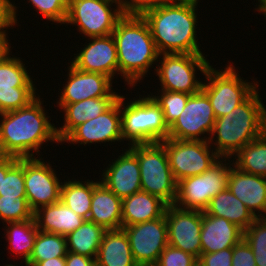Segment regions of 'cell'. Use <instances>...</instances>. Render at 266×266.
Returning a JSON list of instances; mask_svg holds the SVG:
<instances>
[{"mask_svg": "<svg viewBox=\"0 0 266 266\" xmlns=\"http://www.w3.org/2000/svg\"><path fill=\"white\" fill-rule=\"evenodd\" d=\"M5 266H15V265H12V264H7V265H5ZM18 266V265H17Z\"/></svg>", "mask_w": 266, "mask_h": 266, "instance_id": "51", "label": "cell"}, {"mask_svg": "<svg viewBox=\"0 0 266 266\" xmlns=\"http://www.w3.org/2000/svg\"><path fill=\"white\" fill-rule=\"evenodd\" d=\"M243 238L252 248L256 266H266V218H256Z\"/></svg>", "mask_w": 266, "mask_h": 266, "instance_id": "34", "label": "cell"}, {"mask_svg": "<svg viewBox=\"0 0 266 266\" xmlns=\"http://www.w3.org/2000/svg\"><path fill=\"white\" fill-rule=\"evenodd\" d=\"M88 44L74 54L71 64L84 72L100 73L110 77L119 75L117 49L115 40L111 35L104 37H90Z\"/></svg>", "mask_w": 266, "mask_h": 266, "instance_id": "18", "label": "cell"}, {"mask_svg": "<svg viewBox=\"0 0 266 266\" xmlns=\"http://www.w3.org/2000/svg\"><path fill=\"white\" fill-rule=\"evenodd\" d=\"M17 7L14 2L2 1L0 0V38H6L8 32L6 33L8 27H13L17 25Z\"/></svg>", "mask_w": 266, "mask_h": 266, "instance_id": "42", "label": "cell"}, {"mask_svg": "<svg viewBox=\"0 0 266 266\" xmlns=\"http://www.w3.org/2000/svg\"><path fill=\"white\" fill-rule=\"evenodd\" d=\"M66 254V236L38 231L32 253L25 265L35 266L40 261L56 257H65Z\"/></svg>", "mask_w": 266, "mask_h": 266, "instance_id": "33", "label": "cell"}, {"mask_svg": "<svg viewBox=\"0 0 266 266\" xmlns=\"http://www.w3.org/2000/svg\"><path fill=\"white\" fill-rule=\"evenodd\" d=\"M160 143L165 147L177 183L204 173L220 158L208 141L167 138Z\"/></svg>", "mask_w": 266, "mask_h": 266, "instance_id": "11", "label": "cell"}, {"mask_svg": "<svg viewBox=\"0 0 266 266\" xmlns=\"http://www.w3.org/2000/svg\"><path fill=\"white\" fill-rule=\"evenodd\" d=\"M227 188L256 218H266V177L243 172L232 165Z\"/></svg>", "mask_w": 266, "mask_h": 266, "instance_id": "21", "label": "cell"}, {"mask_svg": "<svg viewBox=\"0 0 266 266\" xmlns=\"http://www.w3.org/2000/svg\"><path fill=\"white\" fill-rule=\"evenodd\" d=\"M18 162V158L0 155V192H2L3 178L6 173Z\"/></svg>", "mask_w": 266, "mask_h": 266, "instance_id": "45", "label": "cell"}, {"mask_svg": "<svg viewBox=\"0 0 266 266\" xmlns=\"http://www.w3.org/2000/svg\"><path fill=\"white\" fill-rule=\"evenodd\" d=\"M117 49L119 74L129 87L147 75L160 53L142 16L124 15L112 33Z\"/></svg>", "mask_w": 266, "mask_h": 266, "instance_id": "4", "label": "cell"}, {"mask_svg": "<svg viewBox=\"0 0 266 266\" xmlns=\"http://www.w3.org/2000/svg\"><path fill=\"white\" fill-rule=\"evenodd\" d=\"M68 78L61 90L57 103H77L85 99L120 96L112 90V79L106 75L93 72H84L68 66Z\"/></svg>", "mask_w": 266, "mask_h": 266, "instance_id": "19", "label": "cell"}, {"mask_svg": "<svg viewBox=\"0 0 266 266\" xmlns=\"http://www.w3.org/2000/svg\"><path fill=\"white\" fill-rule=\"evenodd\" d=\"M8 224V225H7ZM5 227L7 242L13 252L23 258V262H27L32 253L35 238L38 233L36 221L34 218L21 222H8Z\"/></svg>", "mask_w": 266, "mask_h": 266, "instance_id": "31", "label": "cell"}, {"mask_svg": "<svg viewBox=\"0 0 266 266\" xmlns=\"http://www.w3.org/2000/svg\"><path fill=\"white\" fill-rule=\"evenodd\" d=\"M243 237L244 231L237 225L225 218L202 212L200 233L202 254L233 248Z\"/></svg>", "mask_w": 266, "mask_h": 266, "instance_id": "22", "label": "cell"}, {"mask_svg": "<svg viewBox=\"0 0 266 266\" xmlns=\"http://www.w3.org/2000/svg\"><path fill=\"white\" fill-rule=\"evenodd\" d=\"M198 2L168 0L142 15L160 54H203L196 39Z\"/></svg>", "mask_w": 266, "mask_h": 266, "instance_id": "2", "label": "cell"}, {"mask_svg": "<svg viewBox=\"0 0 266 266\" xmlns=\"http://www.w3.org/2000/svg\"><path fill=\"white\" fill-rule=\"evenodd\" d=\"M165 219L168 227V244L199 259L202 254V211L167 205Z\"/></svg>", "mask_w": 266, "mask_h": 266, "instance_id": "16", "label": "cell"}, {"mask_svg": "<svg viewBox=\"0 0 266 266\" xmlns=\"http://www.w3.org/2000/svg\"><path fill=\"white\" fill-rule=\"evenodd\" d=\"M120 95L122 138L130 145L159 143L168 138L169 127L163 111L155 99L148 95L125 102ZM124 104H127L124 106Z\"/></svg>", "mask_w": 266, "mask_h": 266, "instance_id": "5", "label": "cell"}, {"mask_svg": "<svg viewBox=\"0 0 266 266\" xmlns=\"http://www.w3.org/2000/svg\"><path fill=\"white\" fill-rule=\"evenodd\" d=\"M10 40L7 38H0V62L10 54L11 45L9 44Z\"/></svg>", "mask_w": 266, "mask_h": 266, "instance_id": "47", "label": "cell"}, {"mask_svg": "<svg viewBox=\"0 0 266 266\" xmlns=\"http://www.w3.org/2000/svg\"><path fill=\"white\" fill-rule=\"evenodd\" d=\"M232 266H256L252 248L244 238L232 248Z\"/></svg>", "mask_w": 266, "mask_h": 266, "instance_id": "41", "label": "cell"}, {"mask_svg": "<svg viewBox=\"0 0 266 266\" xmlns=\"http://www.w3.org/2000/svg\"><path fill=\"white\" fill-rule=\"evenodd\" d=\"M88 220L106 230L122 229V199L101 181L93 189Z\"/></svg>", "mask_w": 266, "mask_h": 266, "instance_id": "24", "label": "cell"}, {"mask_svg": "<svg viewBox=\"0 0 266 266\" xmlns=\"http://www.w3.org/2000/svg\"><path fill=\"white\" fill-rule=\"evenodd\" d=\"M92 266H101V265H99L96 261L93 263V265Z\"/></svg>", "mask_w": 266, "mask_h": 266, "instance_id": "49", "label": "cell"}, {"mask_svg": "<svg viewBox=\"0 0 266 266\" xmlns=\"http://www.w3.org/2000/svg\"><path fill=\"white\" fill-rule=\"evenodd\" d=\"M46 20L65 24L68 15V0H28Z\"/></svg>", "mask_w": 266, "mask_h": 266, "instance_id": "38", "label": "cell"}, {"mask_svg": "<svg viewBox=\"0 0 266 266\" xmlns=\"http://www.w3.org/2000/svg\"><path fill=\"white\" fill-rule=\"evenodd\" d=\"M258 91L256 88L230 113L216 118L208 142L215 141L213 149L220 157H234L266 131V105L260 100Z\"/></svg>", "mask_w": 266, "mask_h": 266, "instance_id": "3", "label": "cell"}, {"mask_svg": "<svg viewBox=\"0 0 266 266\" xmlns=\"http://www.w3.org/2000/svg\"><path fill=\"white\" fill-rule=\"evenodd\" d=\"M167 204L159 197L140 191L122 199V226H130L161 217Z\"/></svg>", "mask_w": 266, "mask_h": 266, "instance_id": "26", "label": "cell"}, {"mask_svg": "<svg viewBox=\"0 0 266 266\" xmlns=\"http://www.w3.org/2000/svg\"><path fill=\"white\" fill-rule=\"evenodd\" d=\"M115 141H123L120 97L108 110L75 127L61 143L86 145Z\"/></svg>", "mask_w": 266, "mask_h": 266, "instance_id": "17", "label": "cell"}, {"mask_svg": "<svg viewBox=\"0 0 266 266\" xmlns=\"http://www.w3.org/2000/svg\"><path fill=\"white\" fill-rule=\"evenodd\" d=\"M34 218L26 197L0 196V219L5 222H21Z\"/></svg>", "mask_w": 266, "mask_h": 266, "instance_id": "36", "label": "cell"}, {"mask_svg": "<svg viewBox=\"0 0 266 266\" xmlns=\"http://www.w3.org/2000/svg\"><path fill=\"white\" fill-rule=\"evenodd\" d=\"M24 158V182L28 204L33 212L60 200L63 182L52 165L42 157ZM38 158V159H37Z\"/></svg>", "mask_w": 266, "mask_h": 266, "instance_id": "15", "label": "cell"}, {"mask_svg": "<svg viewBox=\"0 0 266 266\" xmlns=\"http://www.w3.org/2000/svg\"><path fill=\"white\" fill-rule=\"evenodd\" d=\"M206 214L222 217L245 231L256 219L251 211L229 190L219 192L204 210Z\"/></svg>", "mask_w": 266, "mask_h": 266, "instance_id": "28", "label": "cell"}, {"mask_svg": "<svg viewBox=\"0 0 266 266\" xmlns=\"http://www.w3.org/2000/svg\"><path fill=\"white\" fill-rule=\"evenodd\" d=\"M128 148L138 159L142 191L159 197L167 205H174L178 183L171 171L165 147L159 142L135 144Z\"/></svg>", "mask_w": 266, "mask_h": 266, "instance_id": "6", "label": "cell"}, {"mask_svg": "<svg viewBox=\"0 0 266 266\" xmlns=\"http://www.w3.org/2000/svg\"><path fill=\"white\" fill-rule=\"evenodd\" d=\"M104 169L101 182L119 198L123 199L142 191L140 166L137 156L126 149Z\"/></svg>", "mask_w": 266, "mask_h": 266, "instance_id": "20", "label": "cell"}, {"mask_svg": "<svg viewBox=\"0 0 266 266\" xmlns=\"http://www.w3.org/2000/svg\"><path fill=\"white\" fill-rule=\"evenodd\" d=\"M123 16L119 0H68L65 23L78 26L85 37H104L113 33Z\"/></svg>", "mask_w": 266, "mask_h": 266, "instance_id": "10", "label": "cell"}, {"mask_svg": "<svg viewBox=\"0 0 266 266\" xmlns=\"http://www.w3.org/2000/svg\"><path fill=\"white\" fill-rule=\"evenodd\" d=\"M215 69L212 65L207 69L204 74L207 83L203 82L201 90L208 96L215 117L219 118L242 103L259 84L242 80L231 64L221 71Z\"/></svg>", "mask_w": 266, "mask_h": 266, "instance_id": "8", "label": "cell"}, {"mask_svg": "<svg viewBox=\"0 0 266 266\" xmlns=\"http://www.w3.org/2000/svg\"><path fill=\"white\" fill-rule=\"evenodd\" d=\"M95 261L101 266H138L123 229L107 230L104 233Z\"/></svg>", "mask_w": 266, "mask_h": 266, "instance_id": "27", "label": "cell"}, {"mask_svg": "<svg viewBox=\"0 0 266 266\" xmlns=\"http://www.w3.org/2000/svg\"><path fill=\"white\" fill-rule=\"evenodd\" d=\"M216 117L208 96L200 90L192 94L186 103L183 112L169 127L168 138L177 140L209 141Z\"/></svg>", "mask_w": 266, "mask_h": 266, "instance_id": "14", "label": "cell"}, {"mask_svg": "<svg viewBox=\"0 0 266 266\" xmlns=\"http://www.w3.org/2000/svg\"><path fill=\"white\" fill-rule=\"evenodd\" d=\"M35 266H66L65 257H56L38 262Z\"/></svg>", "mask_w": 266, "mask_h": 266, "instance_id": "46", "label": "cell"}, {"mask_svg": "<svg viewBox=\"0 0 266 266\" xmlns=\"http://www.w3.org/2000/svg\"><path fill=\"white\" fill-rule=\"evenodd\" d=\"M7 55L0 62V113L27 106L36 96V87L20 57Z\"/></svg>", "mask_w": 266, "mask_h": 266, "instance_id": "12", "label": "cell"}, {"mask_svg": "<svg viewBox=\"0 0 266 266\" xmlns=\"http://www.w3.org/2000/svg\"><path fill=\"white\" fill-rule=\"evenodd\" d=\"M226 159L227 157H220L204 173L180 180L174 205L180 209L203 212L210 200L228 186L233 160L230 161L229 157Z\"/></svg>", "mask_w": 266, "mask_h": 266, "instance_id": "7", "label": "cell"}, {"mask_svg": "<svg viewBox=\"0 0 266 266\" xmlns=\"http://www.w3.org/2000/svg\"><path fill=\"white\" fill-rule=\"evenodd\" d=\"M234 156L233 165L239 170L266 177V131Z\"/></svg>", "mask_w": 266, "mask_h": 266, "instance_id": "32", "label": "cell"}, {"mask_svg": "<svg viewBox=\"0 0 266 266\" xmlns=\"http://www.w3.org/2000/svg\"><path fill=\"white\" fill-rule=\"evenodd\" d=\"M124 15L142 16L149 10L155 9L168 0H119Z\"/></svg>", "mask_w": 266, "mask_h": 266, "instance_id": "40", "label": "cell"}, {"mask_svg": "<svg viewBox=\"0 0 266 266\" xmlns=\"http://www.w3.org/2000/svg\"><path fill=\"white\" fill-rule=\"evenodd\" d=\"M37 229L43 232L67 236L86 220L77 215L60 200L34 212Z\"/></svg>", "mask_w": 266, "mask_h": 266, "instance_id": "25", "label": "cell"}, {"mask_svg": "<svg viewBox=\"0 0 266 266\" xmlns=\"http://www.w3.org/2000/svg\"><path fill=\"white\" fill-rule=\"evenodd\" d=\"M40 99L38 95L25 107L0 113L1 156L34 158L44 142H60Z\"/></svg>", "mask_w": 266, "mask_h": 266, "instance_id": "1", "label": "cell"}, {"mask_svg": "<svg viewBox=\"0 0 266 266\" xmlns=\"http://www.w3.org/2000/svg\"><path fill=\"white\" fill-rule=\"evenodd\" d=\"M195 266H202L199 262Z\"/></svg>", "mask_w": 266, "mask_h": 266, "instance_id": "50", "label": "cell"}, {"mask_svg": "<svg viewBox=\"0 0 266 266\" xmlns=\"http://www.w3.org/2000/svg\"><path fill=\"white\" fill-rule=\"evenodd\" d=\"M106 231L101 225L85 220L81 226L66 236L67 251L96 260Z\"/></svg>", "mask_w": 266, "mask_h": 266, "instance_id": "29", "label": "cell"}, {"mask_svg": "<svg viewBox=\"0 0 266 266\" xmlns=\"http://www.w3.org/2000/svg\"><path fill=\"white\" fill-rule=\"evenodd\" d=\"M159 92L161 93V95L158 96L157 94L156 96L151 94V96L160 105L163 111L164 121L167 126L170 127L183 112L188 98L191 95L186 93L171 92L167 90H159Z\"/></svg>", "mask_w": 266, "mask_h": 266, "instance_id": "35", "label": "cell"}, {"mask_svg": "<svg viewBox=\"0 0 266 266\" xmlns=\"http://www.w3.org/2000/svg\"><path fill=\"white\" fill-rule=\"evenodd\" d=\"M198 259L181 249L167 245L155 266H195Z\"/></svg>", "mask_w": 266, "mask_h": 266, "instance_id": "39", "label": "cell"}, {"mask_svg": "<svg viewBox=\"0 0 266 266\" xmlns=\"http://www.w3.org/2000/svg\"><path fill=\"white\" fill-rule=\"evenodd\" d=\"M99 181H78L75 179L63 182L60 201L72 209L77 215L88 220L94 187Z\"/></svg>", "mask_w": 266, "mask_h": 266, "instance_id": "30", "label": "cell"}, {"mask_svg": "<svg viewBox=\"0 0 266 266\" xmlns=\"http://www.w3.org/2000/svg\"><path fill=\"white\" fill-rule=\"evenodd\" d=\"M258 3L256 10L262 14L266 10V0H258Z\"/></svg>", "mask_w": 266, "mask_h": 266, "instance_id": "48", "label": "cell"}, {"mask_svg": "<svg viewBox=\"0 0 266 266\" xmlns=\"http://www.w3.org/2000/svg\"><path fill=\"white\" fill-rule=\"evenodd\" d=\"M158 59L161 63L154 69L160 80V90L190 95L202 89L203 82L197 80L196 70L205 74L211 66L204 54H160Z\"/></svg>", "mask_w": 266, "mask_h": 266, "instance_id": "9", "label": "cell"}, {"mask_svg": "<svg viewBox=\"0 0 266 266\" xmlns=\"http://www.w3.org/2000/svg\"><path fill=\"white\" fill-rule=\"evenodd\" d=\"M4 197H26L24 182V158H18V162L6 173L3 178L2 192Z\"/></svg>", "mask_w": 266, "mask_h": 266, "instance_id": "37", "label": "cell"}, {"mask_svg": "<svg viewBox=\"0 0 266 266\" xmlns=\"http://www.w3.org/2000/svg\"><path fill=\"white\" fill-rule=\"evenodd\" d=\"M198 262L202 266H232V248L201 254Z\"/></svg>", "mask_w": 266, "mask_h": 266, "instance_id": "43", "label": "cell"}, {"mask_svg": "<svg viewBox=\"0 0 266 266\" xmlns=\"http://www.w3.org/2000/svg\"><path fill=\"white\" fill-rule=\"evenodd\" d=\"M120 96H105L85 99L77 103H57L64 111V125L56 128L57 137L61 141L78 125L93 119L108 110Z\"/></svg>", "mask_w": 266, "mask_h": 266, "instance_id": "23", "label": "cell"}, {"mask_svg": "<svg viewBox=\"0 0 266 266\" xmlns=\"http://www.w3.org/2000/svg\"><path fill=\"white\" fill-rule=\"evenodd\" d=\"M66 266H92L95 259L85 255L75 254L67 251L65 256Z\"/></svg>", "mask_w": 266, "mask_h": 266, "instance_id": "44", "label": "cell"}, {"mask_svg": "<svg viewBox=\"0 0 266 266\" xmlns=\"http://www.w3.org/2000/svg\"><path fill=\"white\" fill-rule=\"evenodd\" d=\"M128 236L133 259L138 266H155L168 245L165 213L154 220L122 226Z\"/></svg>", "mask_w": 266, "mask_h": 266, "instance_id": "13", "label": "cell"}]
</instances>
